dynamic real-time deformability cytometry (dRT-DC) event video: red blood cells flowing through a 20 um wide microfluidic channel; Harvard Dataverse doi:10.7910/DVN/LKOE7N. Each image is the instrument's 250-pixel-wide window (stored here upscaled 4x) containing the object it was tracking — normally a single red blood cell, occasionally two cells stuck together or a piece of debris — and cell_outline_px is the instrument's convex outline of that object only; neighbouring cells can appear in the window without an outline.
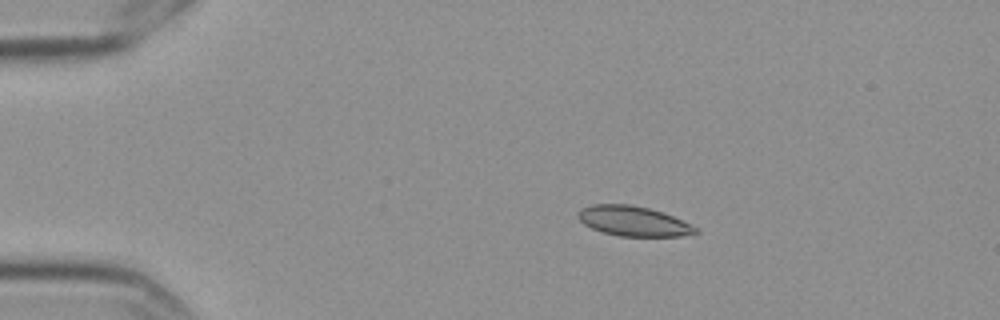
{"species": "Egyptian fruit bat (a non-hibernating species)", "species_latin": "Rousettus aegyptiacus", "temperature_condition": "cold", "stored_images_in_passage": 5, "camera_frame_rate_fps": 3000, "um_per_image_px": 0.085, "frame": {"image": 1, "passage_image": 3, "time_ms": 0.667, "image_size_px": [1000, 320], "cell_outline_px": [[700, 232], [680, 236], [620, 236], [604, 232], [592, 228], [584, 224], [576, 216], [580, 208], [592, 204], [628, 204], [648, 208], [672, 216], [692, 224]], "centroid_in_image_um": [53.81, 18.79], "position_along_channel_um": 31.2, "area_um2": 20.35}}